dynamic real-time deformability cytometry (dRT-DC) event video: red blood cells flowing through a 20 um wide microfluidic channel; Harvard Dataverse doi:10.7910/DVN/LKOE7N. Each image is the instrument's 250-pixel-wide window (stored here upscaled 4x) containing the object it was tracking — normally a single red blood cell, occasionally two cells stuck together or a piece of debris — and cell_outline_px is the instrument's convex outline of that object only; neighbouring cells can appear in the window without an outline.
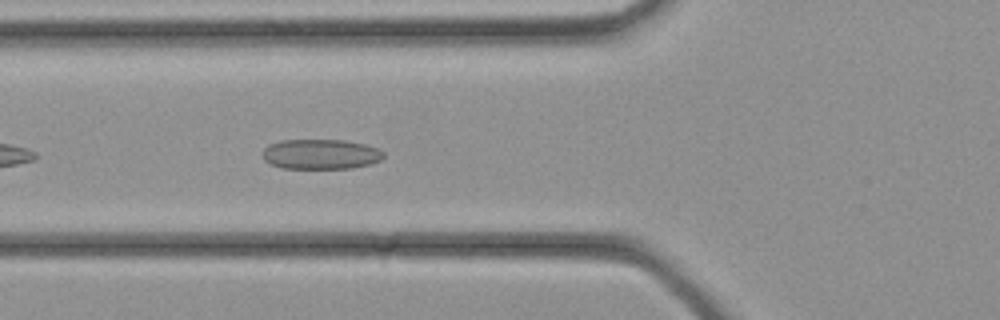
{"species": "common noctule bat (a hibernating species)", "species_latin": "Nyctalus noctula", "temperature_condition": "cold", "stored_images_in_passage": 32, "camera_frame_rate_fps": 3000, "um_per_image_px": 0.085, "animal": {"sex": "female", "body_mass_g": 21.9}, "frame": {"image": 1, "passage_image": 10, "time_ms": 3.0, "image_size_px": [1000, 320], "cell_outline_px": [[384, 156], [380, 160], [368, 164], [352, 168], [280, 168], [264, 160], [264, 148], [268, 144], [280, 140], [344, 140], [364, 144], [380, 148], [384, 152]], "centroid_in_image_um": [27.27, 13.1], "position_along_channel_um": 98.5, "area_um2": 21.15}}
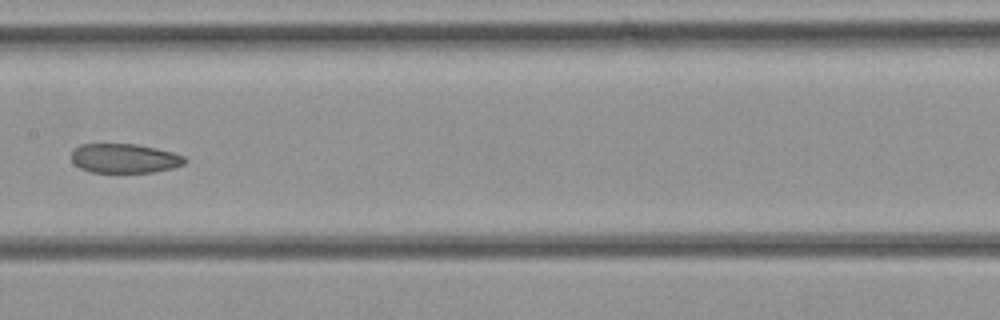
{"frame": {"image": 2, "passage_image": 15, "time_ms": 4.667, "image_size_px": [1000, 320], "cell_outline_px": [[188, 160], [184, 164], [172, 168], [152, 172], [92, 172], [80, 168], [72, 160], [72, 148], [80, 144], [136, 144], [156, 148], [172, 152], [184, 156]], "centroid_in_image_um": [10.58, 13.45], "position_along_channel_um": 196.8, "area_um2": 19.36}}
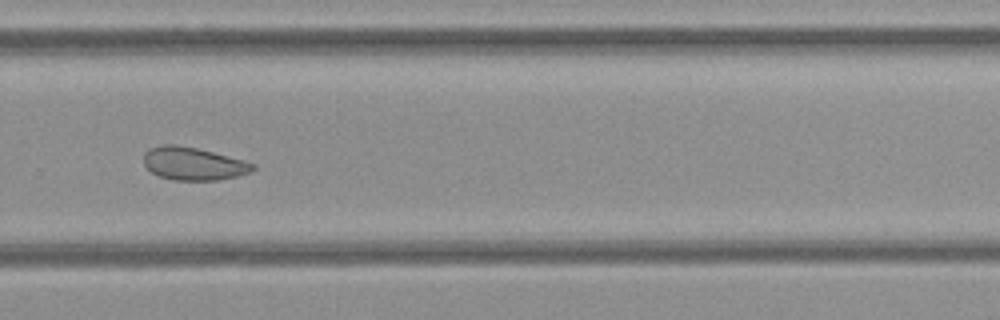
{"frame": {"image": 3, "passage_image": 21, "time_ms": 6.667, "image_size_px": [1000, 320], "cell_outline_px": [[256, 168], [248, 172], [236, 176], [216, 180], [172, 180], [160, 176], [152, 172], [144, 164], [144, 152], [148, 148], [160, 144], [172, 144], [196, 148], [244, 160], [256, 164]], "centroid_in_image_um": [16.41, 13.9], "position_along_channel_um": 313.4, "area_um2": 20.81}}